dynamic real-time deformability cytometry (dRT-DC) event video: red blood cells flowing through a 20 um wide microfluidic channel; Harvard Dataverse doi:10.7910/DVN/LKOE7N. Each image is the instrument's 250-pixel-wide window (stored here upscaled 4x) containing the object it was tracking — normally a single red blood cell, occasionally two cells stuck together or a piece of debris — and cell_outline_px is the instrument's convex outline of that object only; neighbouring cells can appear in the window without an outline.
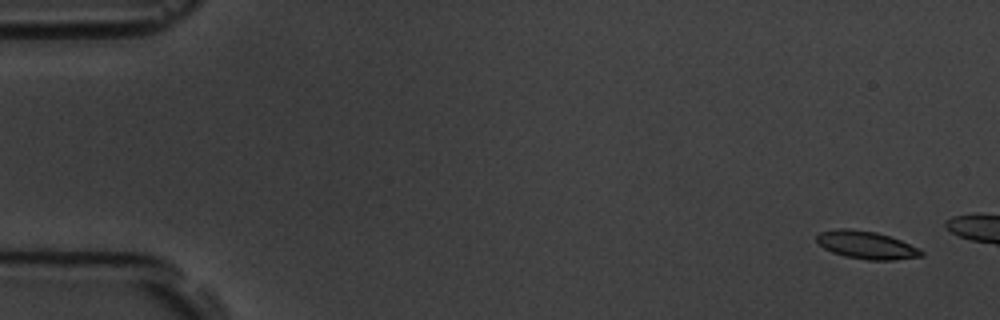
{"species": "common noctule bat (a hibernating species)", "species_latin": "Nyctalus noctula", "temperature_condition": "room temperature", "stored_images_in_passage": 4, "camera_frame_rate_fps": 3000, "um_per_image_px": 0.085, "animal": {"sex": "male", "body_mass_g": 19.5, "forearm_length_mm": 54.6}, "frame": {"image": 1, "passage_image": 1, "time_ms": 0.0, "image_size_px": [1000, 320], "cell_outline_px": [[924, 256], [892, 260], [868, 260], [844, 256], [832, 252], [824, 248], [816, 240], [816, 236], [820, 232], [836, 228], [848, 228], [876, 232], [900, 240], [920, 248], [924, 252]], "centroid_in_image_um": [73.65, 20.82], "position_along_channel_um": 11.4, "area_um2": 16.99}}